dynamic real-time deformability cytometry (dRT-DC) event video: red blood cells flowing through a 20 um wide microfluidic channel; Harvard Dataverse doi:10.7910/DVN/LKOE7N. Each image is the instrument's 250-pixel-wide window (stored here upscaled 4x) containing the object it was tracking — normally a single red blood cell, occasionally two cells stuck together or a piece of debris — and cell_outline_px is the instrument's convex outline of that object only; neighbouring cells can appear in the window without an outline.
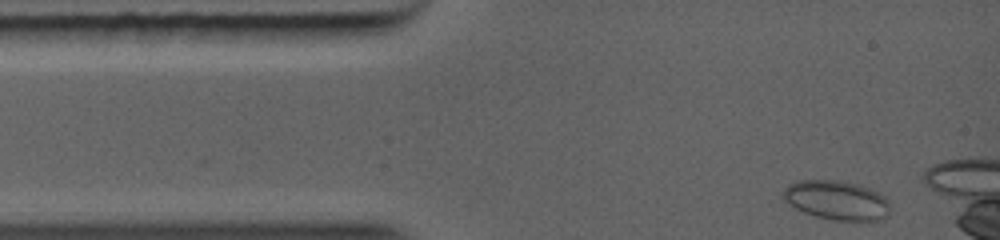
{"species": "common noctule bat (a hibernating species)", "species_latin": "Nyctalus noctula", "temperature_condition": "warm", "stored_images_in_passage": 22, "camera_frame_rate_fps": 5000, "um_per_image_px": 0.085, "animal": {"sex": "female", "body_mass_g": 19.0, "forearm_length_mm": 56.7}, "frame": {"image": 1, "passage_image": 1, "time_ms": 0.0, "image_size_px": [1000, 240], "cell_outline_px": [[888, 216], [880, 220], [832, 220], [816, 216], [804, 212], [796, 208], [784, 200], [780, 196], [780, 192], [788, 184], [796, 180], [840, 180], [856, 184], [868, 188], [884, 196], [888, 200]], "centroid_in_image_um": [71.05, 17.0], "position_along_channel_um": 13.9, "area_um2": 24.51}}
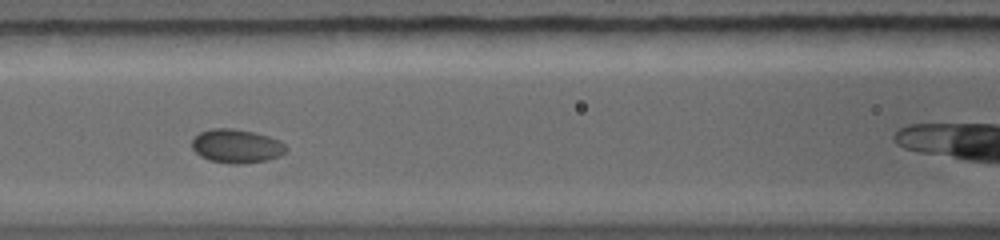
{"frame": {"image": 2, "passage_image": 9, "time_ms": 4.0, "image_size_px": [1000, 240], "cell_outline_px": [[288, 148], [280, 156], [268, 160], [244, 164], [232, 164], [208, 160], [200, 156], [192, 148], [192, 140], [200, 132], [212, 128], [232, 128], [252, 132], [268, 136], [280, 140]], "centroid_in_image_um": [20.11, 12.43], "position_along_channel_um": 146.5, "area_um2": 18.61}}
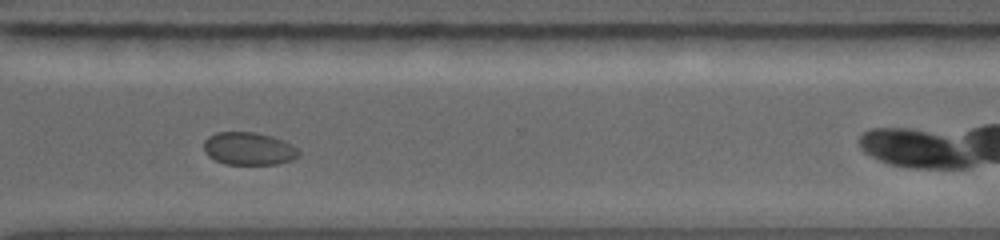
{"frame": {"image": 3, "passage_image": 17, "time_ms": 8.4, "image_size_px": [1000, 240], "cell_outline_px": [[300, 152], [292, 160], [276, 164], [224, 164], [208, 156], [204, 152], [204, 140], [208, 136], [216, 132], [256, 132], [272, 136], [284, 140], [292, 144]], "centroid_in_image_um": [21.12, 12.62], "position_along_channel_um": 349.5, "area_um2": 18.21}}